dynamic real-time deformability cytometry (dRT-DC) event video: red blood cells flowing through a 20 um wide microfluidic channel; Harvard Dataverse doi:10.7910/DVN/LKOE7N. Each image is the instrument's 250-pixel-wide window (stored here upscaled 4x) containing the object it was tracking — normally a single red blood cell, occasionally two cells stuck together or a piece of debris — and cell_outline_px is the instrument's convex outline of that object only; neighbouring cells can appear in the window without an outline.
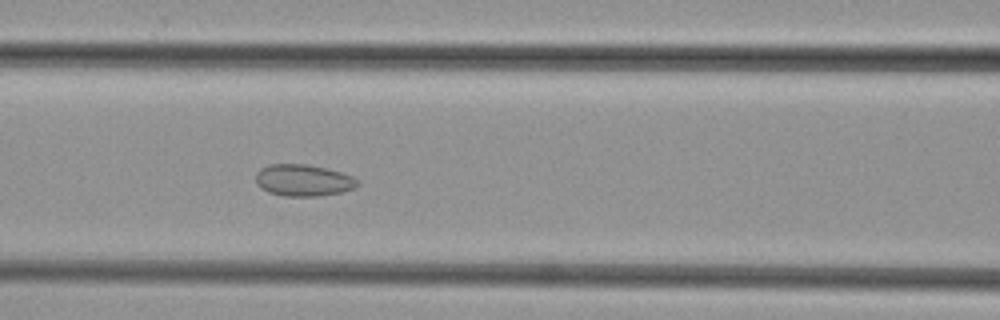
{"species": "common noctule bat (a hibernating species)", "species_latin": "Nyctalus noctula", "temperature_condition": "cold", "stored_images_in_passage": 36, "camera_frame_rate_fps": 3000, "um_per_image_px": 0.085, "animal": {"sex": "female", "body_mass_g": 29.2, "forearm_length_mm": 56.3}, "frame": {"image": 1, "passage_image": 9, "time_ms": 2.667, "image_size_px": [1000, 320], "cell_outline_px": [[360, 184], [356, 188], [340, 192], [320, 196], [284, 196], [268, 192], [260, 188], [256, 184], [256, 172], [260, 168], [268, 164], [308, 164], [328, 168], [352, 176], [360, 180]], "centroid_in_image_um": [25.79, 15.32], "position_along_channel_um": 140.8, "area_um2": 19.13}}
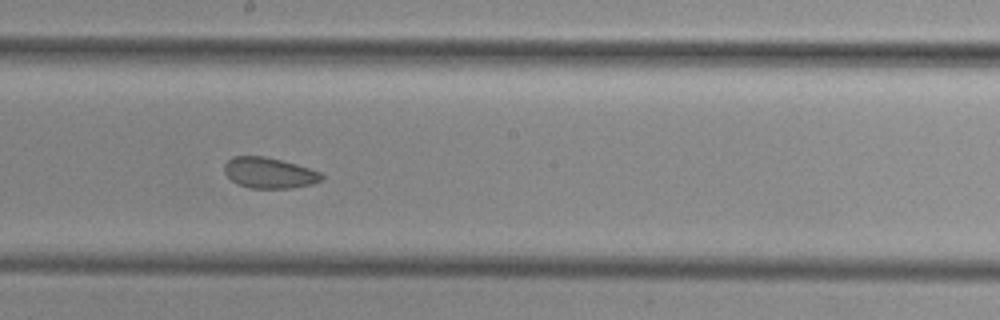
{"frame": {"image": 2, "passage_image": 15, "time_ms": 4.667, "image_size_px": [1000, 320], "cell_outline_px": [[324, 180], [312, 184], [292, 188], [248, 188], [232, 180], [224, 172], [224, 164], [232, 156], [264, 156], [296, 164], [320, 172], [324, 176]], "centroid_in_image_um": [22.89, 14.7], "position_along_channel_um": 225.3, "area_um2": 17.4}}
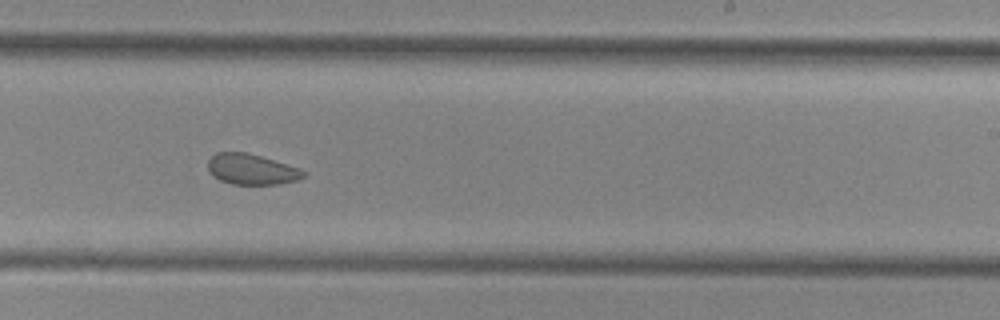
{"frame": {"image": 3, "passage_image": 18, "time_ms": 5.667, "image_size_px": [1000, 320], "cell_outline_px": [[304, 176], [296, 180], [280, 184], [232, 184], [220, 180], [212, 176], [208, 168], [208, 160], [216, 152], [244, 152], [260, 156], [300, 168], [304, 172]], "centroid_in_image_um": [21.35, 14.39], "position_along_channel_um": 267.7, "area_um2": 16.88}}